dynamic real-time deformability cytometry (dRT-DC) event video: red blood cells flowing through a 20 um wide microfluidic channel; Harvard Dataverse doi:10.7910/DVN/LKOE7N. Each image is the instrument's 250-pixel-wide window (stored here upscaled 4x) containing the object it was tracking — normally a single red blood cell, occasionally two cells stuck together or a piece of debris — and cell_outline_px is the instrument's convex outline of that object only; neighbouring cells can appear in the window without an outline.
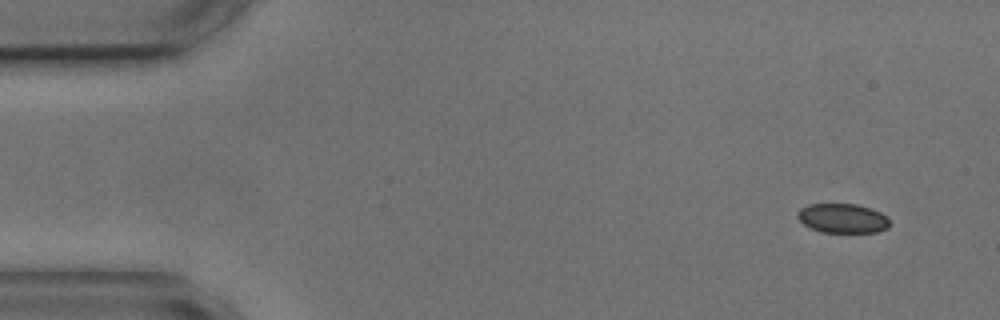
{"species": "common noctule bat (a hibernating species)", "species_latin": "Nyctalus noctula", "temperature_condition": "cold", "stored_images_in_passage": 4, "camera_frame_rate_fps": 3000, "um_per_image_px": 0.085, "animal": {"sex": "male", "body_mass_g": 17.9, "forearm_length_mm": 54.2}, "frame": {"image": 1, "passage_image": 1, "time_ms": 0.0, "image_size_px": [1000, 320], "cell_outline_px": [[888, 228], [876, 232], [824, 232], [812, 228], [804, 224], [796, 216], [800, 208], [808, 204], [856, 204], [872, 208], [888, 216]], "centroid_in_image_um": [71.63, 18.54], "position_along_channel_um": 13.4, "area_um2": 15.72}}
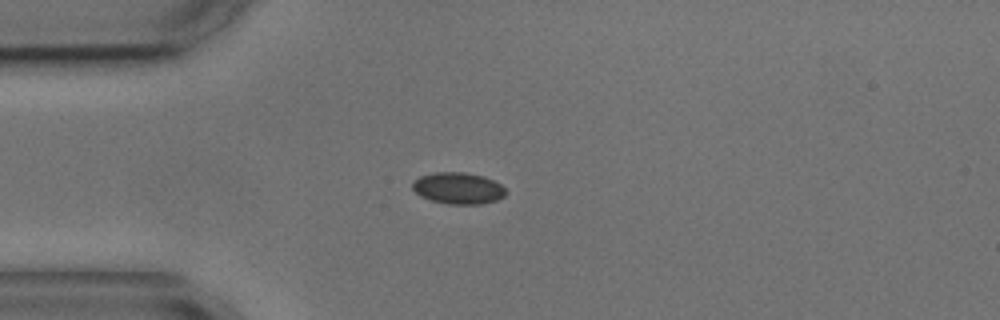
{"frame": {"image": 2, "passage_image": 4, "time_ms": 3.333, "image_size_px": [1000, 320], "cell_outline_px": [[504, 196], [496, 200], [480, 204], [448, 204], [432, 200], [420, 196], [412, 188], [412, 184], [420, 176], [432, 172], [464, 172], [484, 176], [500, 184], [504, 188]], "centroid_in_image_um": [38.92, 15.99], "position_along_channel_um": 46.1, "area_um2": 16.99}}